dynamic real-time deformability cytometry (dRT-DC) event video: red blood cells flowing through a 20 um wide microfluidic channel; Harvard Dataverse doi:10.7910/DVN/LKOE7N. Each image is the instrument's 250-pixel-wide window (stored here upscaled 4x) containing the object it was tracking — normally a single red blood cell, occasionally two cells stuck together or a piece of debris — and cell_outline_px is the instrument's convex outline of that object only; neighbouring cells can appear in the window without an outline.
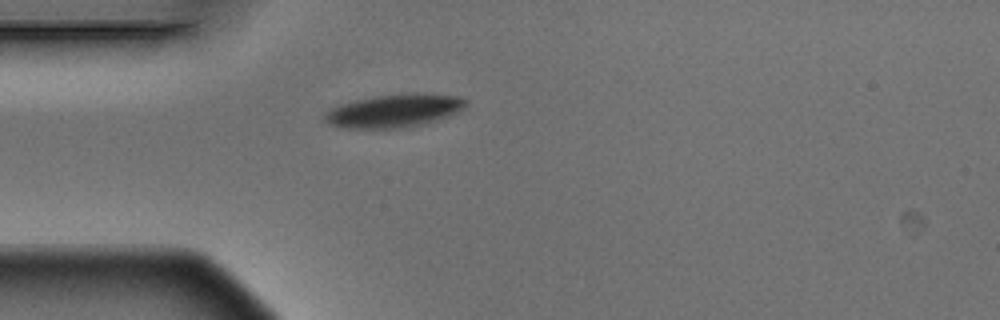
{"species": "Egyptian fruit bat (a non-hibernating species)", "species_latin": "Rousettus aegyptiacus", "temperature_condition": "warm", "stored_images_in_passage": 1, "camera_frame_rate_fps": 3000, "um_per_image_px": 0.085, "animal": {"sex": "male"}, "frame": {"image": 1, "passage_image": 1, "time_ms": 0.0, "image_size_px": [1000, 320], "cell_outline_px": [[468, 104], [464, 108], [448, 116], [420, 124], [404, 128], [340, 128], [328, 124], [324, 120], [324, 116], [332, 108], [340, 104], [356, 100], [376, 96], [408, 92], [416, 92], [460, 96], [468, 100]], "centroid_in_image_um": [33.53, 9.4], "position_along_channel_um": 51.5, "area_um2": 27.34}}